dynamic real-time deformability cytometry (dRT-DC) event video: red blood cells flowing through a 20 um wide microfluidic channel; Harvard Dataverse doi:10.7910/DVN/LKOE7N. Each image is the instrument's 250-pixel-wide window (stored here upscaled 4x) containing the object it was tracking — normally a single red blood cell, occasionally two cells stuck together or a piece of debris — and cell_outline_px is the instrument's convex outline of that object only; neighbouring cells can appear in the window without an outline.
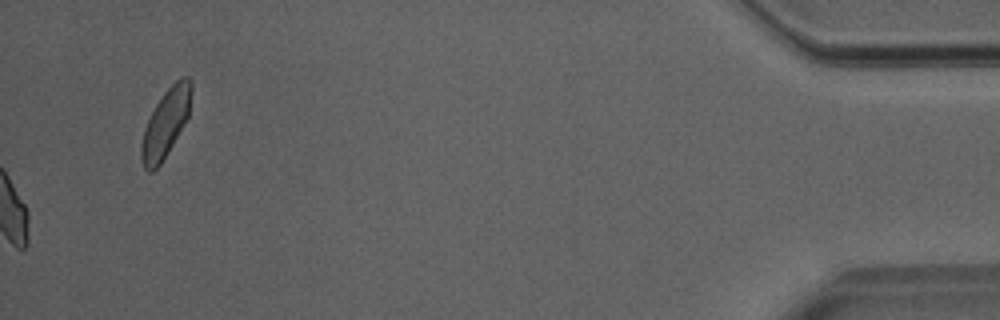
{"species": "Egyptian fruit bat (a non-hibernating species)", "species_latin": "Rousettus aegyptiacus", "temperature_condition": "room temperature", "stored_images_in_passage": 49, "camera_frame_rate_fps": 3000, "um_per_image_px": 0.085, "animal": {"sex": "male"}, "frame": {"image": 1, "passage_image": 49, "time_ms": 16.0, "image_size_px": [1000, 320], "cell_outline_px": [[192, 92], [188, 116], [184, 124], [160, 164], [152, 172], [148, 172], [144, 168], [140, 160], [140, 144], [144, 128], [156, 104], [164, 92], [176, 80], [184, 76], [188, 76], [192, 80]], "centroid_in_image_um": [14.07, 10.46], "position_along_channel_um": 421.1, "area_um2": 19.71}}